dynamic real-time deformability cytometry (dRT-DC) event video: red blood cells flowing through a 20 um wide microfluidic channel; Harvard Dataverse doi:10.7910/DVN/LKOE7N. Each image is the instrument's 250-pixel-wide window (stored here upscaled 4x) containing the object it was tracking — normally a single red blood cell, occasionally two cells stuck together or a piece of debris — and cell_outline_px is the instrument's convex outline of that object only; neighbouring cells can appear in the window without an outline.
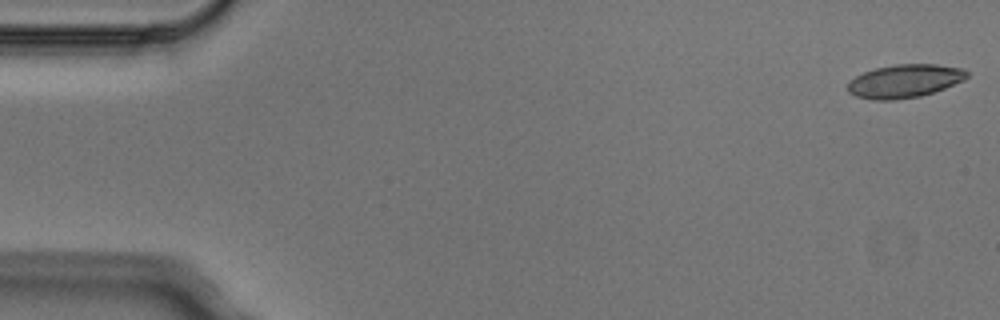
{"species": "Egyptian fruit bat (a non-hibernating species)", "species_latin": "Rousettus aegyptiacus", "temperature_condition": "cold", "stored_images_in_passage": 5, "camera_frame_rate_fps": 3000, "um_per_image_px": 0.085, "animal": {"sex": "male"}, "frame": {"image": 1, "passage_image": 1, "time_ms": 0.0, "image_size_px": [1000, 320], "cell_outline_px": [[968, 76], [964, 80], [944, 88], [920, 96], [892, 100], [872, 100], [856, 96], [848, 92], [848, 80], [864, 72], [876, 68], [896, 64], [936, 64], [964, 68], [968, 72]], "centroid_in_image_um": [76.89, 6.88], "position_along_channel_um": 8.1, "area_um2": 23.12}}
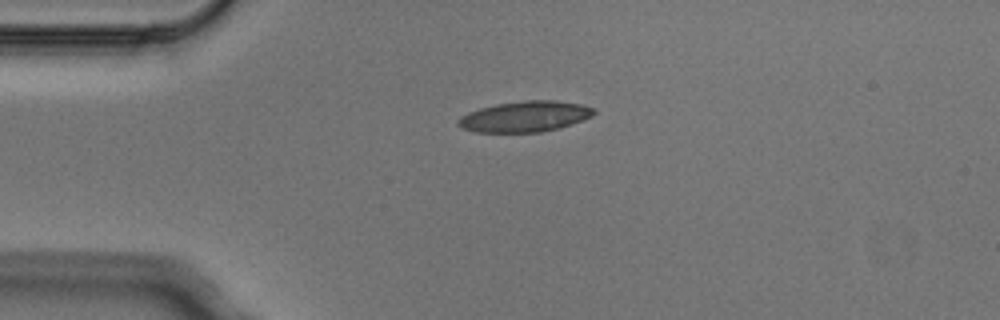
{"frame": {"image": 2, "passage_image": 4, "time_ms": 1.0, "image_size_px": [1000, 320], "cell_outline_px": [[596, 112], [592, 116], [556, 128], [540, 132], [476, 132], [460, 128], [456, 124], [456, 120], [460, 116], [468, 112], [480, 108], [496, 104], [524, 100], [556, 100], [580, 104], [596, 108]], "centroid_in_image_um": [44.56, 9.89], "position_along_channel_um": 40.4, "area_um2": 24.28}}